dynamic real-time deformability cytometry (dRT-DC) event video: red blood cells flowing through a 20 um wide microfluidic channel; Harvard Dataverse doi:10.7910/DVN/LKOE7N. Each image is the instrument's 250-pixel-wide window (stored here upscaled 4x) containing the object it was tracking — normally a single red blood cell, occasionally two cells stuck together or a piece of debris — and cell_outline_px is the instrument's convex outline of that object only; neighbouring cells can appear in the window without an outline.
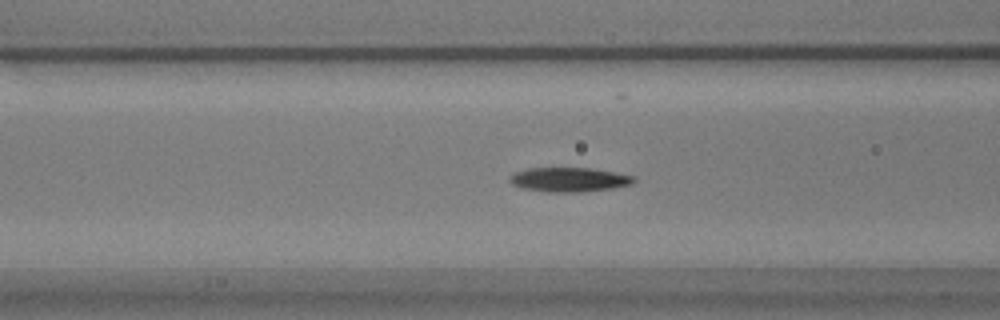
{"species": "common noctule bat (a hibernating species)", "species_latin": "Nyctalus noctula", "temperature_condition": "warm", "stored_images_in_passage": 56, "camera_frame_rate_fps": 3000, "um_per_image_px": 0.085, "animal": {"sex": "male", "body_mass_g": 17.9}, "frame": {"image": 1, "passage_image": 22, "time_ms": 7.0, "image_size_px": [1000, 320], "cell_outline_px": [[636, 180], [632, 184], [612, 188], [584, 192], [548, 192], [524, 188], [512, 184], [508, 180], [516, 172], [528, 168], [592, 168], [636, 176]], "centroid_in_image_um": [48.43, 15.27], "position_along_channel_um": 118.2, "area_um2": 17.57}}
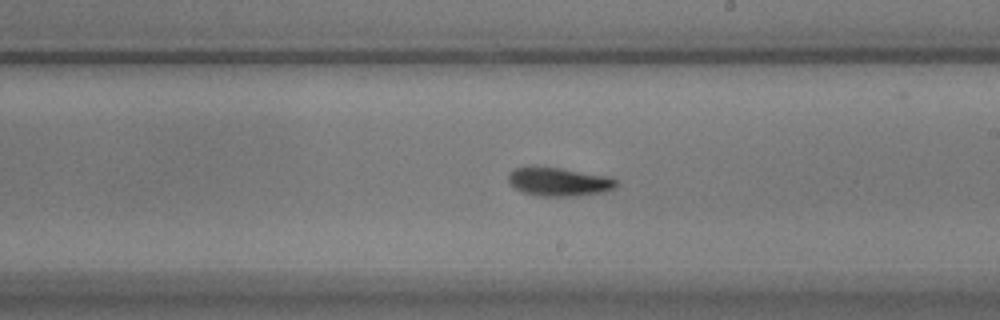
{"frame": {"image": 2, "passage_image": 32, "time_ms": 10.333, "image_size_px": [1000, 320], "cell_outline_px": [[620, 184], [616, 188], [604, 192], [580, 196], [536, 196], [520, 192], [508, 180], [508, 172], [516, 168], [560, 168], [612, 176]], "centroid_in_image_um": [47.59, 15.47], "position_along_channel_um": 241.4, "area_um2": 18.09}}
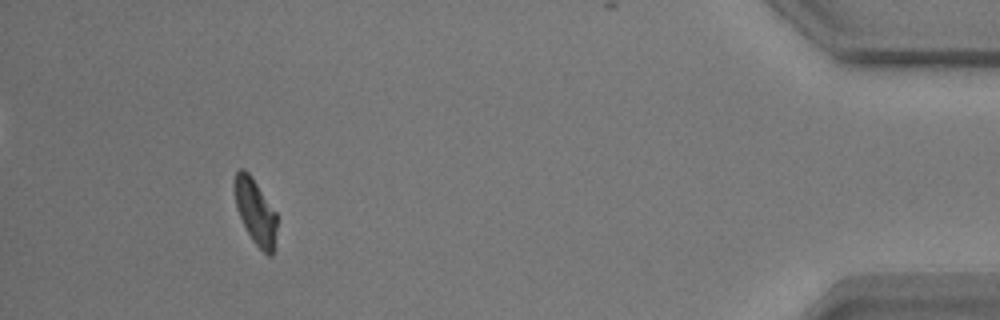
{"frame": {"image": 3, "passage_image": 51, "time_ms": 16.667, "image_size_px": [1000, 320], "cell_outline_px": [[276, 228], [272, 256], [268, 256], [252, 240], [236, 208], [232, 184], [236, 172], [240, 168], [244, 168], [252, 176], [276, 212]], "centroid_in_image_um": [21.67, 17.92], "position_along_channel_um": 413.5, "area_um2": 16.13}, "authors_computed_cell_mechanics": {"area_um2": 16.9643, "velocity_mm_per_s": 3.7017, "shape_relaxation_time_tau1_ms": 3.9619, "shape_relaxation_time_tau2_ms": 6.6118, "deformation_change_tau1": 0.1433, "deformation_change_tau2": 0.1227}}